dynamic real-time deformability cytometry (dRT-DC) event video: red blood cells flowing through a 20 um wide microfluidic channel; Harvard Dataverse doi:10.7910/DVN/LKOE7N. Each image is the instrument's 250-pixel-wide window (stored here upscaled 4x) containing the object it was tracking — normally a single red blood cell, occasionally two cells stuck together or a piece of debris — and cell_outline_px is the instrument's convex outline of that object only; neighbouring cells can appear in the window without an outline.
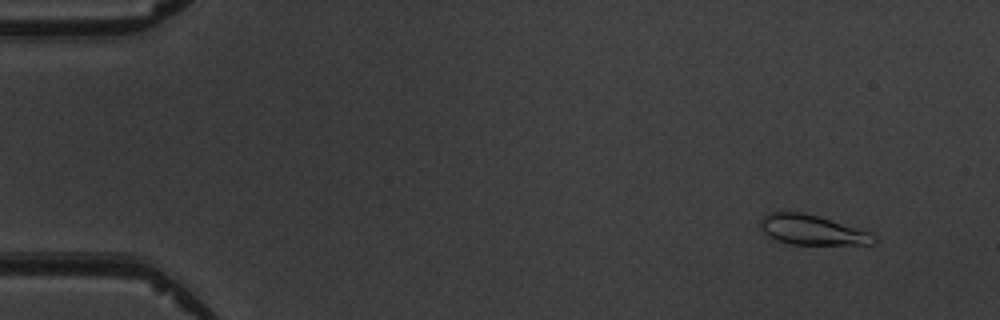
{"species": "common noctule bat (a hibernating species)", "species_latin": "Nyctalus noctula", "temperature_condition": "warm", "stored_images_in_passage": 5, "camera_frame_rate_fps": 3000, "um_per_image_px": 0.085, "animal": {"sex": "male", "body_mass_g": 19.5, "forearm_length_mm": 54.6}, "frame": {"image": 1, "passage_image": 2, "time_ms": 1.0, "image_size_px": [1000, 320], "cell_outline_px": [[876, 244], [788, 244], [776, 240], [768, 236], [764, 232], [760, 224], [760, 220], [768, 212], [800, 212], [816, 216], [872, 232], [876, 236]], "centroid_in_image_um": [69.04, 19.55], "position_along_channel_um": 16.0, "area_um2": 19.59}}